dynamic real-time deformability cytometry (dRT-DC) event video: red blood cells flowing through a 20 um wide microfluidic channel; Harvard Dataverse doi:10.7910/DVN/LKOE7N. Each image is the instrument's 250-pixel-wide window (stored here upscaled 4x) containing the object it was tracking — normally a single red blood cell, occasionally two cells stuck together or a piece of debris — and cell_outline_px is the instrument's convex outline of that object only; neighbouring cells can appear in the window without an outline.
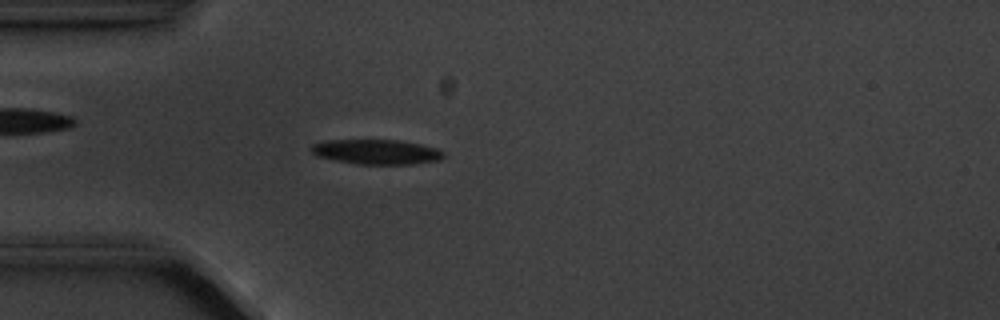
{"species": "common noctule bat (a hibernating species)", "species_latin": "Nyctalus noctula", "temperature_condition": "cold", "stored_images_in_passage": 4, "camera_frame_rate_fps": 3000, "um_per_image_px": 0.085, "animal": {"sex": "male", "body_mass_g": 20.1, "forearm_length_mm": 53.5}, "frame": {"image": 1, "passage_image": 4, "time_ms": 3.667, "image_size_px": [1000, 320], "cell_outline_px": [[444, 156], [440, 160], [416, 164], [356, 164], [316, 156], [308, 148], [312, 144], [324, 140], [396, 140], [420, 144], [440, 148], [444, 152]], "centroid_in_image_um": [32.0, 12.91], "position_along_channel_um": 53.0, "area_um2": 19.36}}